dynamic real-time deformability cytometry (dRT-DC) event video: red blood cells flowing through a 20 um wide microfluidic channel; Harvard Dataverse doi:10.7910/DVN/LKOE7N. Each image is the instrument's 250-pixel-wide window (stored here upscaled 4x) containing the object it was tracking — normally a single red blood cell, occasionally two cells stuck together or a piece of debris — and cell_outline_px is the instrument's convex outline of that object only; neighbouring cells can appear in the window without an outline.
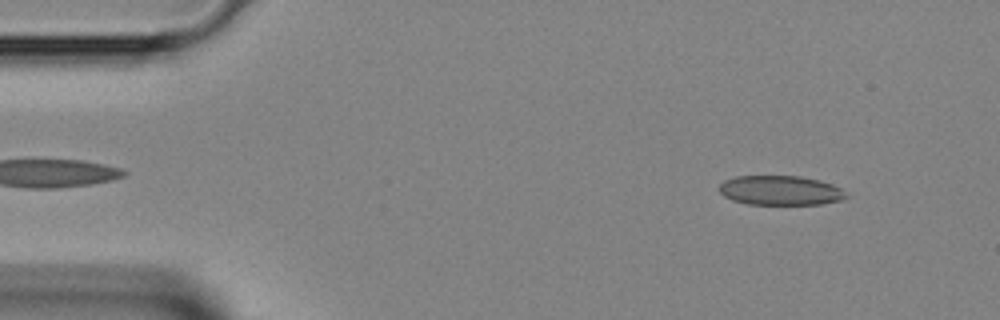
{"species": "Egyptian fruit bat (a non-hibernating species)", "species_latin": "Rousettus aegyptiacus", "temperature_condition": "room temperature", "stored_images_in_passage": 43, "camera_frame_rate_fps": 3000, "um_per_image_px": 0.085, "animal": {"sex": "female"}, "frame": {"image": 1, "passage_image": 4, "time_ms": 1.0, "image_size_px": [1000, 320], "cell_outline_px": [[848, 196], [840, 200], [820, 204], [748, 204], [732, 200], [724, 196], [720, 192], [720, 184], [724, 180], [736, 176], [800, 176], [820, 180], [832, 184], [840, 188]], "centroid_in_image_um": [66.32, 16.18], "position_along_channel_um": 18.7, "area_um2": 21.73}}
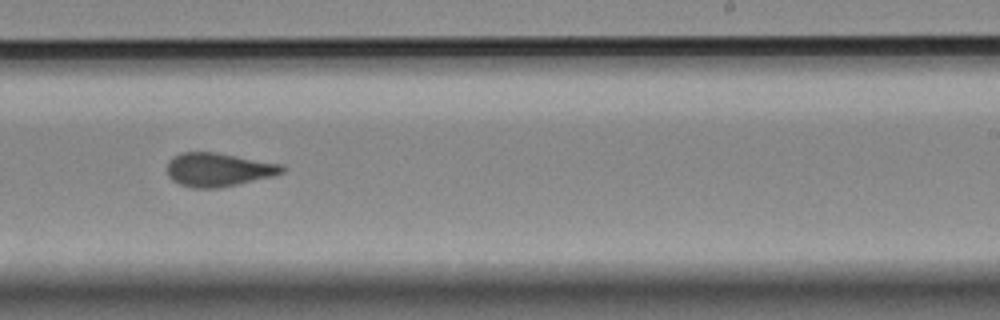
{"frame": {"image": 2, "passage_image": 26, "time_ms": 8.333, "image_size_px": [1000, 320], "cell_outline_px": [[288, 168], [284, 172], [272, 176], [220, 188], [192, 188], [180, 184], [172, 180], [168, 176], [168, 164], [180, 152], [216, 152], [284, 164]], "centroid_in_image_um": [18.62, 14.42], "position_along_channel_um": 270.4, "area_um2": 22.54}}
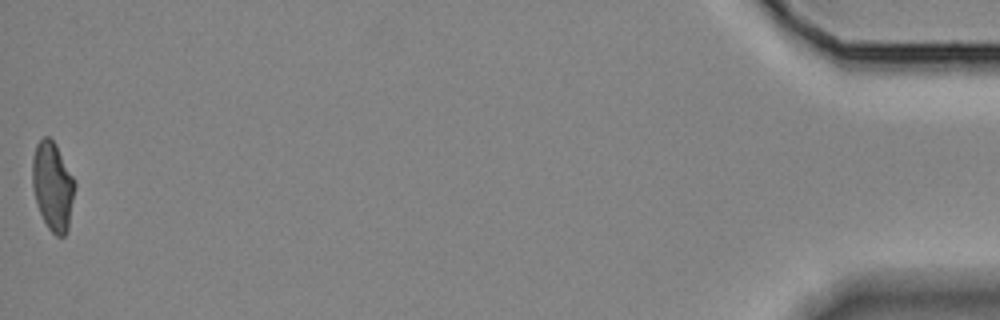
{"frame": {"image": 3, "passage_image": 43, "time_ms": 14.0, "image_size_px": [1000, 320], "cell_outline_px": [[76, 184], [68, 228], [64, 236], [56, 236], [48, 228], [40, 212], [32, 188], [32, 156], [36, 144], [44, 136], [48, 136], [56, 144], [76, 180]], "centroid_in_image_um": [4.49, 15.79], "position_along_channel_um": 430.7, "area_um2": 22.08}}